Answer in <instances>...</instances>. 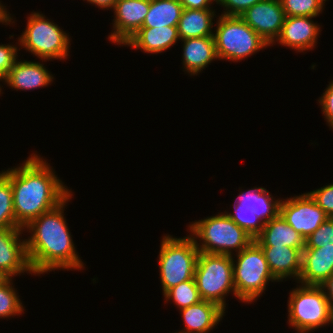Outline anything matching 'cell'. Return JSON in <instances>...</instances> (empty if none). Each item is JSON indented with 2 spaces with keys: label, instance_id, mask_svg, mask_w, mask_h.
Returning <instances> with one entry per match:
<instances>
[{
  "label": "cell",
  "instance_id": "obj_23",
  "mask_svg": "<svg viewBox=\"0 0 333 333\" xmlns=\"http://www.w3.org/2000/svg\"><path fill=\"white\" fill-rule=\"evenodd\" d=\"M216 9H183L177 24L180 40L213 36ZM215 16V17H214ZM214 21V22H213Z\"/></svg>",
  "mask_w": 333,
  "mask_h": 333
},
{
  "label": "cell",
  "instance_id": "obj_32",
  "mask_svg": "<svg viewBox=\"0 0 333 333\" xmlns=\"http://www.w3.org/2000/svg\"><path fill=\"white\" fill-rule=\"evenodd\" d=\"M308 193L326 215L333 218V182Z\"/></svg>",
  "mask_w": 333,
  "mask_h": 333
},
{
  "label": "cell",
  "instance_id": "obj_19",
  "mask_svg": "<svg viewBox=\"0 0 333 333\" xmlns=\"http://www.w3.org/2000/svg\"><path fill=\"white\" fill-rule=\"evenodd\" d=\"M182 41V42H181ZM182 43L183 71L190 76H197L212 61L219 60L216 53L214 36L188 38L180 40Z\"/></svg>",
  "mask_w": 333,
  "mask_h": 333
},
{
  "label": "cell",
  "instance_id": "obj_1",
  "mask_svg": "<svg viewBox=\"0 0 333 333\" xmlns=\"http://www.w3.org/2000/svg\"><path fill=\"white\" fill-rule=\"evenodd\" d=\"M11 183L16 228L26 227L41 214L56 208L73 191L36 152L21 165L0 171Z\"/></svg>",
  "mask_w": 333,
  "mask_h": 333
},
{
  "label": "cell",
  "instance_id": "obj_39",
  "mask_svg": "<svg viewBox=\"0 0 333 333\" xmlns=\"http://www.w3.org/2000/svg\"><path fill=\"white\" fill-rule=\"evenodd\" d=\"M172 333H173V332H172ZM174 333H187V332L177 331V332H174Z\"/></svg>",
  "mask_w": 333,
  "mask_h": 333
},
{
  "label": "cell",
  "instance_id": "obj_14",
  "mask_svg": "<svg viewBox=\"0 0 333 333\" xmlns=\"http://www.w3.org/2000/svg\"><path fill=\"white\" fill-rule=\"evenodd\" d=\"M312 18L316 17L286 16L281 33L271 46L277 43L297 53L315 49L322 27L317 22L314 23Z\"/></svg>",
  "mask_w": 333,
  "mask_h": 333
},
{
  "label": "cell",
  "instance_id": "obj_8",
  "mask_svg": "<svg viewBox=\"0 0 333 333\" xmlns=\"http://www.w3.org/2000/svg\"><path fill=\"white\" fill-rule=\"evenodd\" d=\"M217 17L213 36L219 60L240 62L270 47L240 16Z\"/></svg>",
  "mask_w": 333,
  "mask_h": 333
},
{
  "label": "cell",
  "instance_id": "obj_17",
  "mask_svg": "<svg viewBox=\"0 0 333 333\" xmlns=\"http://www.w3.org/2000/svg\"><path fill=\"white\" fill-rule=\"evenodd\" d=\"M265 255L270 272L278 282L293 278L295 283L302 270V251L304 248L284 246H260ZM288 278V279H287Z\"/></svg>",
  "mask_w": 333,
  "mask_h": 333
},
{
  "label": "cell",
  "instance_id": "obj_37",
  "mask_svg": "<svg viewBox=\"0 0 333 333\" xmlns=\"http://www.w3.org/2000/svg\"><path fill=\"white\" fill-rule=\"evenodd\" d=\"M333 310V274L321 285Z\"/></svg>",
  "mask_w": 333,
  "mask_h": 333
},
{
  "label": "cell",
  "instance_id": "obj_30",
  "mask_svg": "<svg viewBox=\"0 0 333 333\" xmlns=\"http://www.w3.org/2000/svg\"><path fill=\"white\" fill-rule=\"evenodd\" d=\"M325 246H333V218L331 217H328V219L305 240V248H320Z\"/></svg>",
  "mask_w": 333,
  "mask_h": 333
},
{
  "label": "cell",
  "instance_id": "obj_26",
  "mask_svg": "<svg viewBox=\"0 0 333 333\" xmlns=\"http://www.w3.org/2000/svg\"><path fill=\"white\" fill-rule=\"evenodd\" d=\"M163 297L165 300L164 303H172L173 301V304L176 305L179 310L197 304L202 300L195 279L184 281L169 289Z\"/></svg>",
  "mask_w": 333,
  "mask_h": 333
},
{
  "label": "cell",
  "instance_id": "obj_25",
  "mask_svg": "<svg viewBox=\"0 0 333 333\" xmlns=\"http://www.w3.org/2000/svg\"><path fill=\"white\" fill-rule=\"evenodd\" d=\"M13 280L14 278H4L0 281V319H10L24 314L25 306L19 298Z\"/></svg>",
  "mask_w": 333,
  "mask_h": 333
},
{
  "label": "cell",
  "instance_id": "obj_12",
  "mask_svg": "<svg viewBox=\"0 0 333 333\" xmlns=\"http://www.w3.org/2000/svg\"><path fill=\"white\" fill-rule=\"evenodd\" d=\"M149 8L150 0H117L107 39L123 46L142 27Z\"/></svg>",
  "mask_w": 333,
  "mask_h": 333
},
{
  "label": "cell",
  "instance_id": "obj_7",
  "mask_svg": "<svg viewBox=\"0 0 333 333\" xmlns=\"http://www.w3.org/2000/svg\"><path fill=\"white\" fill-rule=\"evenodd\" d=\"M199 253L190 234L179 238L169 234L162 236L157 257L163 295L180 283L194 279Z\"/></svg>",
  "mask_w": 333,
  "mask_h": 333
},
{
  "label": "cell",
  "instance_id": "obj_15",
  "mask_svg": "<svg viewBox=\"0 0 333 333\" xmlns=\"http://www.w3.org/2000/svg\"><path fill=\"white\" fill-rule=\"evenodd\" d=\"M41 61L17 59L2 84L25 92L51 85L55 78Z\"/></svg>",
  "mask_w": 333,
  "mask_h": 333
},
{
  "label": "cell",
  "instance_id": "obj_20",
  "mask_svg": "<svg viewBox=\"0 0 333 333\" xmlns=\"http://www.w3.org/2000/svg\"><path fill=\"white\" fill-rule=\"evenodd\" d=\"M187 333H209L222 321L225 310L217 303L201 300L199 303L179 310Z\"/></svg>",
  "mask_w": 333,
  "mask_h": 333
},
{
  "label": "cell",
  "instance_id": "obj_5",
  "mask_svg": "<svg viewBox=\"0 0 333 333\" xmlns=\"http://www.w3.org/2000/svg\"><path fill=\"white\" fill-rule=\"evenodd\" d=\"M27 25L18 37L19 50L24 48L40 60H66L69 57L71 37L54 20L43 13L32 11L26 17Z\"/></svg>",
  "mask_w": 333,
  "mask_h": 333
},
{
  "label": "cell",
  "instance_id": "obj_6",
  "mask_svg": "<svg viewBox=\"0 0 333 333\" xmlns=\"http://www.w3.org/2000/svg\"><path fill=\"white\" fill-rule=\"evenodd\" d=\"M232 261L236 298L244 304L256 302L270 281L278 282L270 272L263 250L255 241L233 254Z\"/></svg>",
  "mask_w": 333,
  "mask_h": 333
},
{
  "label": "cell",
  "instance_id": "obj_9",
  "mask_svg": "<svg viewBox=\"0 0 333 333\" xmlns=\"http://www.w3.org/2000/svg\"><path fill=\"white\" fill-rule=\"evenodd\" d=\"M194 279L201 299L217 303L225 311L226 297L231 293L236 298L232 255L200 252Z\"/></svg>",
  "mask_w": 333,
  "mask_h": 333
},
{
  "label": "cell",
  "instance_id": "obj_33",
  "mask_svg": "<svg viewBox=\"0 0 333 333\" xmlns=\"http://www.w3.org/2000/svg\"><path fill=\"white\" fill-rule=\"evenodd\" d=\"M262 0H216V4L223 7L222 15L240 16L248 8Z\"/></svg>",
  "mask_w": 333,
  "mask_h": 333
},
{
  "label": "cell",
  "instance_id": "obj_18",
  "mask_svg": "<svg viewBox=\"0 0 333 333\" xmlns=\"http://www.w3.org/2000/svg\"><path fill=\"white\" fill-rule=\"evenodd\" d=\"M180 41L177 26L141 27L123 46L146 54H160Z\"/></svg>",
  "mask_w": 333,
  "mask_h": 333
},
{
  "label": "cell",
  "instance_id": "obj_11",
  "mask_svg": "<svg viewBox=\"0 0 333 333\" xmlns=\"http://www.w3.org/2000/svg\"><path fill=\"white\" fill-rule=\"evenodd\" d=\"M24 233L23 228L0 229V275L4 278L22 273L34 275L27 256L26 239H22Z\"/></svg>",
  "mask_w": 333,
  "mask_h": 333
},
{
  "label": "cell",
  "instance_id": "obj_22",
  "mask_svg": "<svg viewBox=\"0 0 333 333\" xmlns=\"http://www.w3.org/2000/svg\"><path fill=\"white\" fill-rule=\"evenodd\" d=\"M254 241L259 246L305 248V239L286 223L280 214L264 224Z\"/></svg>",
  "mask_w": 333,
  "mask_h": 333
},
{
  "label": "cell",
  "instance_id": "obj_31",
  "mask_svg": "<svg viewBox=\"0 0 333 333\" xmlns=\"http://www.w3.org/2000/svg\"><path fill=\"white\" fill-rule=\"evenodd\" d=\"M16 44V45H15ZM15 44H0V82L6 79L10 69L13 67L15 61L18 59L19 42ZM2 85L0 83V95L2 94Z\"/></svg>",
  "mask_w": 333,
  "mask_h": 333
},
{
  "label": "cell",
  "instance_id": "obj_27",
  "mask_svg": "<svg viewBox=\"0 0 333 333\" xmlns=\"http://www.w3.org/2000/svg\"><path fill=\"white\" fill-rule=\"evenodd\" d=\"M16 227L10 181L0 172V229Z\"/></svg>",
  "mask_w": 333,
  "mask_h": 333
},
{
  "label": "cell",
  "instance_id": "obj_36",
  "mask_svg": "<svg viewBox=\"0 0 333 333\" xmlns=\"http://www.w3.org/2000/svg\"><path fill=\"white\" fill-rule=\"evenodd\" d=\"M7 9L8 8H6V5H3V3H1L0 1V23H2L3 25L11 26L15 24L16 20H13L15 18H13V15L11 16Z\"/></svg>",
  "mask_w": 333,
  "mask_h": 333
},
{
  "label": "cell",
  "instance_id": "obj_24",
  "mask_svg": "<svg viewBox=\"0 0 333 333\" xmlns=\"http://www.w3.org/2000/svg\"><path fill=\"white\" fill-rule=\"evenodd\" d=\"M183 9L179 0H150L142 27L177 26Z\"/></svg>",
  "mask_w": 333,
  "mask_h": 333
},
{
  "label": "cell",
  "instance_id": "obj_35",
  "mask_svg": "<svg viewBox=\"0 0 333 333\" xmlns=\"http://www.w3.org/2000/svg\"><path fill=\"white\" fill-rule=\"evenodd\" d=\"M179 2L184 9H213L216 0H179Z\"/></svg>",
  "mask_w": 333,
  "mask_h": 333
},
{
  "label": "cell",
  "instance_id": "obj_34",
  "mask_svg": "<svg viewBox=\"0 0 333 333\" xmlns=\"http://www.w3.org/2000/svg\"><path fill=\"white\" fill-rule=\"evenodd\" d=\"M330 129H333V80L329 82L321 97L317 100Z\"/></svg>",
  "mask_w": 333,
  "mask_h": 333
},
{
  "label": "cell",
  "instance_id": "obj_2",
  "mask_svg": "<svg viewBox=\"0 0 333 333\" xmlns=\"http://www.w3.org/2000/svg\"><path fill=\"white\" fill-rule=\"evenodd\" d=\"M73 194L23 228L30 235L26 238V251L35 276L61 269L76 271L85 268L64 216Z\"/></svg>",
  "mask_w": 333,
  "mask_h": 333
},
{
  "label": "cell",
  "instance_id": "obj_3",
  "mask_svg": "<svg viewBox=\"0 0 333 333\" xmlns=\"http://www.w3.org/2000/svg\"><path fill=\"white\" fill-rule=\"evenodd\" d=\"M187 228L186 231L193 237L202 253L233 255L254 241V238L225 212L192 221Z\"/></svg>",
  "mask_w": 333,
  "mask_h": 333
},
{
  "label": "cell",
  "instance_id": "obj_21",
  "mask_svg": "<svg viewBox=\"0 0 333 333\" xmlns=\"http://www.w3.org/2000/svg\"><path fill=\"white\" fill-rule=\"evenodd\" d=\"M265 187H255L242 191L236 196L234 202H238V209L253 211L265 224L279 214L280 197L275 199Z\"/></svg>",
  "mask_w": 333,
  "mask_h": 333
},
{
  "label": "cell",
  "instance_id": "obj_38",
  "mask_svg": "<svg viewBox=\"0 0 333 333\" xmlns=\"http://www.w3.org/2000/svg\"><path fill=\"white\" fill-rule=\"evenodd\" d=\"M83 1H87V3L95 5L96 8L98 7L101 10L111 9L112 11L117 0H83Z\"/></svg>",
  "mask_w": 333,
  "mask_h": 333
},
{
  "label": "cell",
  "instance_id": "obj_10",
  "mask_svg": "<svg viewBox=\"0 0 333 333\" xmlns=\"http://www.w3.org/2000/svg\"><path fill=\"white\" fill-rule=\"evenodd\" d=\"M279 214L305 240L328 219L308 192L282 198Z\"/></svg>",
  "mask_w": 333,
  "mask_h": 333
},
{
  "label": "cell",
  "instance_id": "obj_4",
  "mask_svg": "<svg viewBox=\"0 0 333 333\" xmlns=\"http://www.w3.org/2000/svg\"><path fill=\"white\" fill-rule=\"evenodd\" d=\"M287 301L288 325L297 333L333 327V310L321 286L297 284ZM314 330V331H313Z\"/></svg>",
  "mask_w": 333,
  "mask_h": 333
},
{
  "label": "cell",
  "instance_id": "obj_16",
  "mask_svg": "<svg viewBox=\"0 0 333 333\" xmlns=\"http://www.w3.org/2000/svg\"><path fill=\"white\" fill-rule=\"evenodd\" d=\"M333 274V246L304 248L298 284L321 286Z\"/></svg>",
  "mask_w": 333,
  "mask_h": 333
},
{
  "label": "cell",
  "instance_id": "obj_29",
  "mask_svg": "<svg viewBox=\"0 0 333 333\" xmlns=\"http://www.w3.org/2000/svg\"><path fill=\"white\" fill-rule=\"evenodd\" d=\"M233 211L225 213L242 229L250 234L254 239L261 233L264 223L256 214L247 209H238V202L232 205Z\"/></svg>",
  "mask_w": 333,
  "mask_h": 333
},
{
  "label": "cell",
  "instance_id": "obj_28",
  "mask_svg": "<svg viewBox=\"0 0 333 333\" xmlns=\"http://www.w3.org/2000/svg\"><path fill=\"white\" fill-rule=\"evenodd\" d=\"M329 0H280L285 16L317 17Z\"/></svg>",
  "mask_w": 333,
  "mask_h": 333
},
{
  "label": "cell",
  "instance_id": "obj_13",
  "mask_svg": "<svg viewBox=\"0 0 333 333\" xmlns=\"http://www.w3.org/2000/svg\"><path fill=\"white\" fill-rule=\"evenodd\" d=\"M240 17L271 46L279 37L286 16L280 0H262Z\"/></svg>",
  "mask_w": 333,
  "mask_h": 333
}]
</instances>
